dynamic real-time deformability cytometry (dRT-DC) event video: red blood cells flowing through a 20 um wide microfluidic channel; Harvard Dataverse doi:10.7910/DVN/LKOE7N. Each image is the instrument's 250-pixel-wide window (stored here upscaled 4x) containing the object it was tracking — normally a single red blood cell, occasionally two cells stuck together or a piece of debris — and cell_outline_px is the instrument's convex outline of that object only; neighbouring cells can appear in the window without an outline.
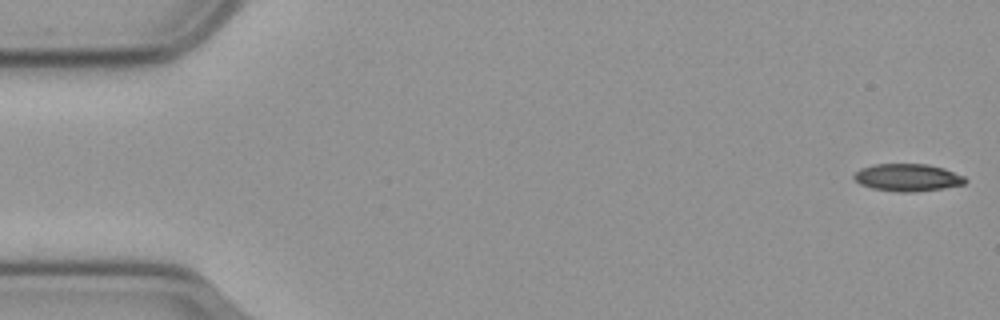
{"species": "common noctule bat (a hibernating species)", "species_latin": "Nyctalus noctula", "temperature_condition": "cold", "stored_images_in_passage": 14, "camera_frame_rate_fps": 3000, "um_per_image_px": 0.085, "animal": {"sex": "male", "body_mass_g": 23.1, "forearm_length_mm": 52.7}, "frame": {"image": 1, "passage_image": 1, "time_ms": 0.0, "image_size_px": [1000, 320], "cell_outline_px": [[968, 180], [964, 184], [944, 188], [908, 192], [900, 192], [872, 188], [860, 184], [852, 176], [860, 168], [872, 164], [928, 164], [944, 168], [964, 176]], "centroid_in_image_um": [77.14, 15.08], "position_along_channel_um": 7.9, "area_um2": 17.74}}